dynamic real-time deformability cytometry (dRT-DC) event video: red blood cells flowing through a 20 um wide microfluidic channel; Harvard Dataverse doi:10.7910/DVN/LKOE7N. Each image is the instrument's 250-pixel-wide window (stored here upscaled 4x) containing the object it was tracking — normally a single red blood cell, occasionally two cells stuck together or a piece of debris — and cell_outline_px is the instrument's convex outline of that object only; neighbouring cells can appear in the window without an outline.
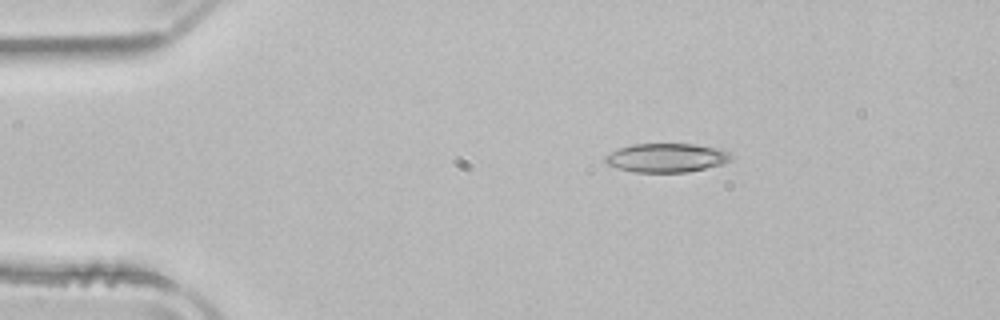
{"species": "common noctule bat (a hibernating species)", "species_latin": "Nyctalus noctula", "temperature_condition": "room temperature", "stored_images_in_passage": 43, "camera_frame_rate_fps": 3000, "um_per_image_px": 0.085, "animal": {"sex": "male", "body_mass_g": 21.5, "forearm_length_mm": 52.0}, "frame": {"image": 1, "passage_image": 1, "time_ms": 0.0, "image_size_px": [1000, 320], "cell_outline_px": [[732, 160], [720, 164], [688, 172], [636, 172], [620, 168], [608, 164], [604, 160], [604, 156], [620, 148], [632, 144], [696, 144], [720, 148], [728, 152], [732, 156]], "centroid_in_image_um": [56.68, 13.4], "position_along_channel_um": 28.3, "area_um2": 20.98}}
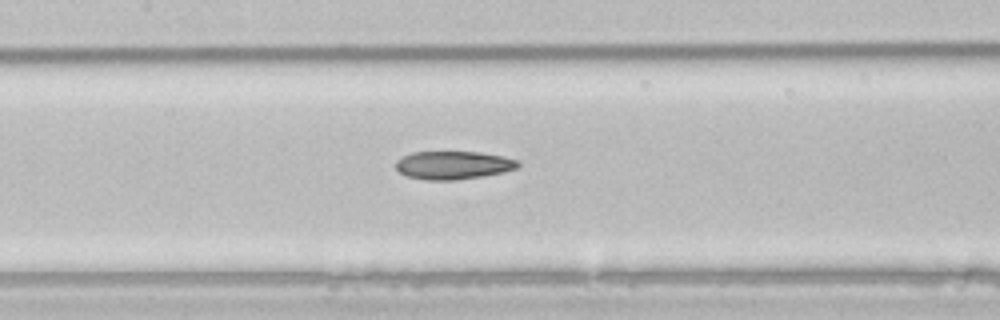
{"frame": {"image": 2, "passage_image": 16, "time_ms": 5.0, "image_size_px": [1000, 320], "cell_outline_px": [[520, 164], [516, 168], [504, 172], [456, 180], [424, 180], [408, 176], [400, 172], [396, 168], [396, 160], [412, 152], [480, 152], [504, 156], [520, 160]], "centroid_in_image_um": [38.55, 14.03], "position_along_channel_um": 168.9, "area_um2": 20.06}}
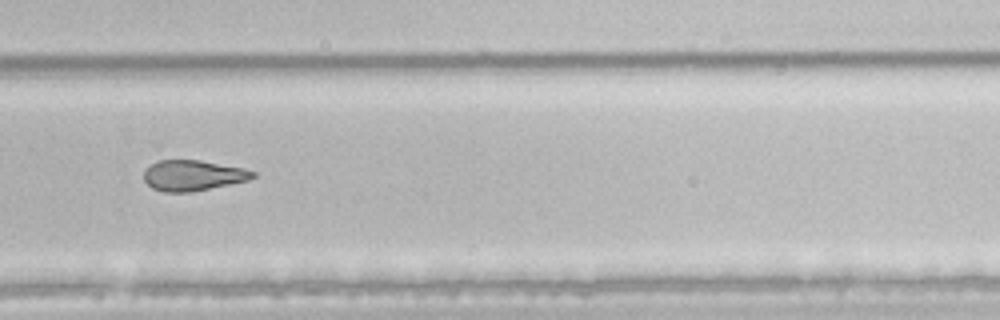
{"frame": {"image": 3, "passage_image": 27, "time_ms": 8.667, "image_size_px": [1000, 320], "cell_outline_px": [[256, 176], [248, 180], [188, 192], [164, 192], [152, 188], [144, 180], [144, 168], [156, 160], [200, 160], [244, 168], [256, 172]], "centroid_in_image_um": [16.36, 14.89], "position_along_channel_um": 313.4, "area_um2": 19.36}}